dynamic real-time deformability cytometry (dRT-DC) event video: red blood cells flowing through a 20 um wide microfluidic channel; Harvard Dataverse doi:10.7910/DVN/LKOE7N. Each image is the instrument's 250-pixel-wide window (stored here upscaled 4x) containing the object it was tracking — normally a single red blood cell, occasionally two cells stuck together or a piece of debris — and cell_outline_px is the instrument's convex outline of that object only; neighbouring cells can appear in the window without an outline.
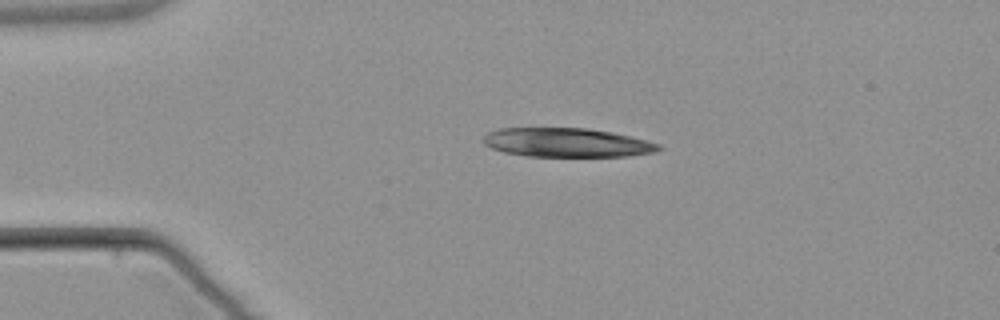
{"species": "common noctule bat (a hibernating species)", "species_latin": "Nyctalus noctula", "temperature_condition": "warm", "stored_images_in_passage": 2, "camera_frame_rate_fps": 3000, "um_per_image_px": 0.085, "animal": {"sex": "male", "body_mass_g": 21.5, "forearm_length_mm": 52.0}, "frame": {"image": 1, "passage_image": 1, "time_ms": 0.0, "image_size_px": [1000, 320], "cell_outline_px": [[664, 148], [656, 152], [628, 156], [528, 156], [504, 152], [492, 148], [484, 144], [484, 136], [488, 132], [500, 128], [588, 128], [612, 132], [648, 140], [660, 144]], "centroid_in_image_um": [48.23, 12.11], "position_along_channel_um": 36.8, "area_um2": 29.71}}